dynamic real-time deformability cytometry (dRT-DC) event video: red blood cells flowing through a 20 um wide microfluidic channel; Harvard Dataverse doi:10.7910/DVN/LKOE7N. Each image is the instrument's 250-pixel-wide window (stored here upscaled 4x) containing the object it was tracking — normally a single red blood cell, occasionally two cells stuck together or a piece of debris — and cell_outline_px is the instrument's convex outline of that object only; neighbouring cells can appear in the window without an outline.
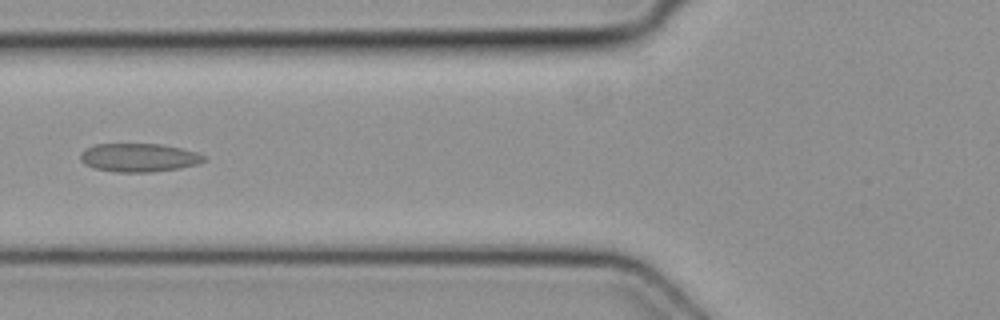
{"species": "common noctule bat (a hibernating species)", "species_latin": "Nyctalus noctula", "temperature_condition": "cold", "stored_images_in_passage": 3, "camera_frame_rate_fps": 3000, "um_per_image_px": 0.085, "animal": {"sex": "female", "body_mass_g": 19.3, "forearm_length_mm": 54.1}, "frame": {"image": 1, "passage_image": 3, "time_ms": 0.667, "image_size_px": [1000, 320], "cell_outline_px": [[208, 160], [200, 164], [180, 168], [152, 172], [116, 172], [92, 168], [84, 164], [80, 160], [80, 152], [96, 144], [160, 144], [180, 148], [196, 152], [208, 156]], "centroid_in_image_um": [11.84, 13.4], "position_along_channel_um": 114.0, "area_um2": 20.75}}